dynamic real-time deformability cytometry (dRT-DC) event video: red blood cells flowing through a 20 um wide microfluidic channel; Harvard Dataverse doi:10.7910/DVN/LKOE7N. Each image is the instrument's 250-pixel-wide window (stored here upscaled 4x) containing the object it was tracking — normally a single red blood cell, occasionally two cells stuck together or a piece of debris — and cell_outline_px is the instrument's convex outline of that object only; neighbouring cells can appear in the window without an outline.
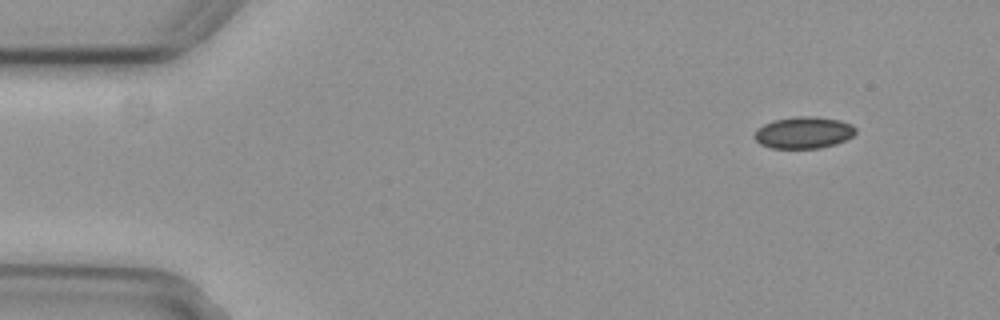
{"species": "common noctule bat (a hibernating species)", "species_latin": "Nyctalus noctula", "temperature_condition": "cold", "stored_images_in_passage": 4, "camera_frame_rate_fps": 3000, "um_per_image_px": 0.085, "animal": {"sex": "female", "body_mass_g": 29.2, "forearm_length_mm": 56.3}, "frame": {"image": 1, "passage_image": 1, "time_ms": 0.0, "image_size_px": [1000, 320], "cell_outline_px": [[856, 132], [852, 136], [836, 144], [820, 148], [772, 148], [760, 144], [752, 136], [756, 128], [772, 120], [796, 116], [816, 116], [840, 120], [852, 124], [856, 128]], "centroid_in_image_um": [68.29, 11.26], "position_along_channel_um": 16.7, "area_um2": 18.96}}
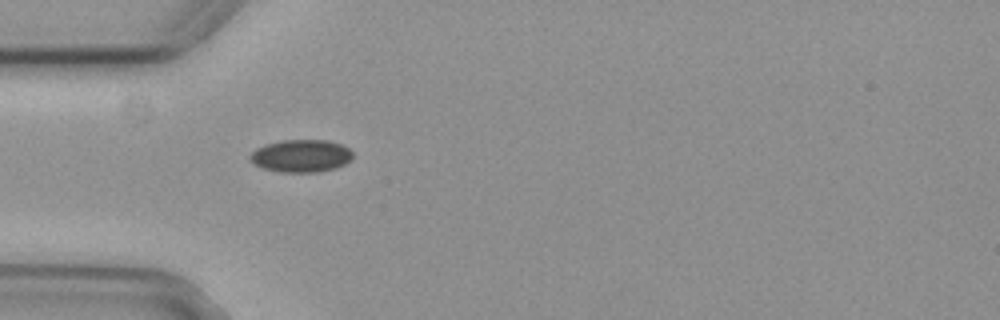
{"frame": {"image": 2, "passage_image": 4, "time_ms": 1.0, "image_size_px": [1000, 320], "cell_outline_px": [[352, 156], [344, 164], [336, 168], [320, 172], [280, 172], [264, 168], [256, 164], [248, 156], [256, 148], [268, 144], [284, 140], [328, 140], [340, 144], [348, 148], [352, 152]], "centroid_in_image_um": [25.6, 13.25], "position_along_channel_um": 59.4, "area_um2": 19.25}}